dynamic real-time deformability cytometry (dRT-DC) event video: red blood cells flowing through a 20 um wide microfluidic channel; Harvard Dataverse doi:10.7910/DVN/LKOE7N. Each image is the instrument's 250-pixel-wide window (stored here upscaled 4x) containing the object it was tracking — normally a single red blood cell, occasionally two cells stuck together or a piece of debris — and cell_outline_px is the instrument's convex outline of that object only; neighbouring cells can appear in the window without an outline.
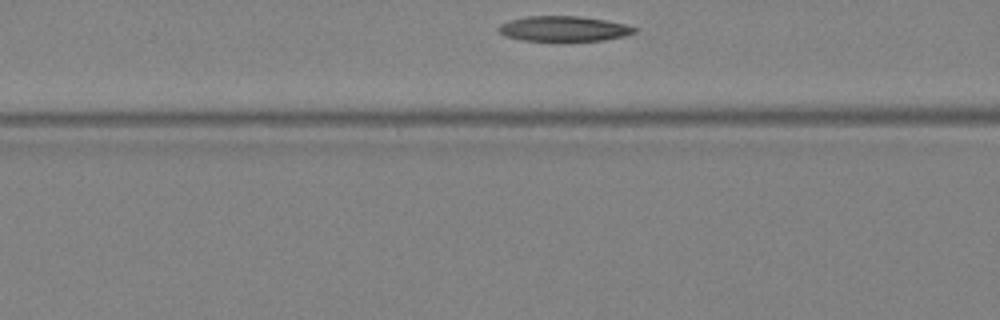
{"species": "Egyptian fruit bat (a non-hibernating species)", "species_latin": "Rousettus aegyptiacus", "temperature_condition": "warm", "stored_images_in_passage": 8, "camera_frame_rate_fps": 3000, "um_per_image_px": 0.085, "animal": {"sex": "female"}, "frame": {"image": 1, "passage_image": 5, "time_ms": 1.333, "image_size_px": [1000, 320], "cell_outline_px": [[640, 28], [636, 32], [624, 36], [604, 40], [524, 40], [504, 36], [496, 28], [500, 24], [508, 20], [524, 16], [580, 16], [608, 20], [628, 24]], "centroid_in_image_um": [47.95, 2.42], "position_along_channel_um": 118.6, "area_um2": 20.11}}